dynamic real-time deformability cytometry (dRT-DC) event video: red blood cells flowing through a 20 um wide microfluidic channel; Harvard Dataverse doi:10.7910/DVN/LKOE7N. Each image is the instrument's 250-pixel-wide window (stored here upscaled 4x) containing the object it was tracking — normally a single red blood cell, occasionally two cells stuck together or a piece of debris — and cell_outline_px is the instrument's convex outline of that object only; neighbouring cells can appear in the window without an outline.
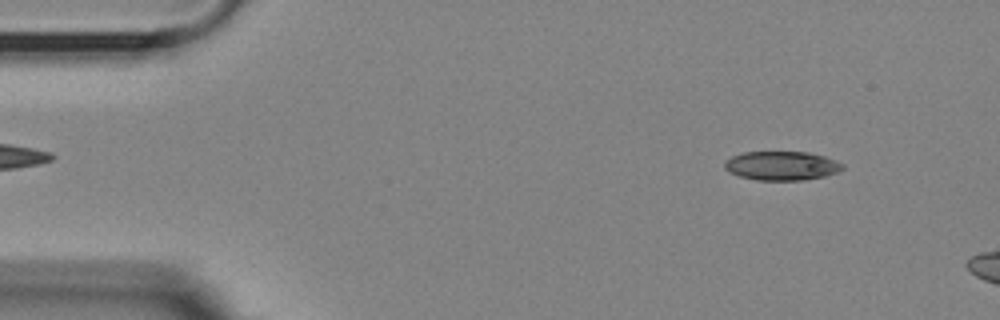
{"species": "Egyptian fruit bat (a non-hibernating species)", "species_latin": "Rousettus aegyptiacus", "temperature_condition": "room temperature", "stored_images_in_passage": 10, "camera_frame_rate_fps": 3000, "um_per_image_px": 0.085, "animal": {"sex": "female"}, "frame": {"image": 1, "passage_image": 5, "time_ms": 1.333, "image_size_px": [1000, 320], "cell_outline_px": [[844, 168], [836, 172], [824, 176], [800, 180], [756, 180], [740, 176], [728, 172], [724, 168], [724, 164], [732, 156], [744, 152], [808, 152], [824, 156], [844, 164]], "centroid_in_image_um": [66.43, 14.09], "position_along_channel_um": 18.6, "area_um2": 19.77}}